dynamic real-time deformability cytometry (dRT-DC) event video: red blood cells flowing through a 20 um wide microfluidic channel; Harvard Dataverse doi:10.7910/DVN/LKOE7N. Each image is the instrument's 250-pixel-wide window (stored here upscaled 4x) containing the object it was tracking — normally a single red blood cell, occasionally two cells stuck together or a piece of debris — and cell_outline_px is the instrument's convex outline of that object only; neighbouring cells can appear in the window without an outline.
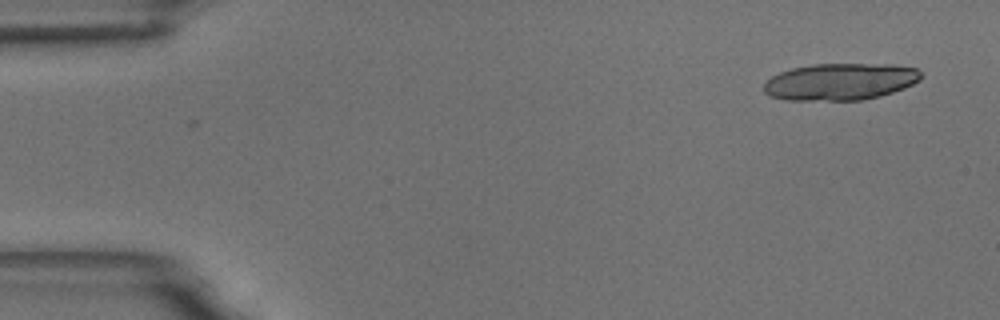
{"species": "common noctule bat (a hibernating species)", "species_latin": "Nyctalus noctula", "temperature_condition": "room temperature", "stored_images_in_passage": 4, "camera_frame_rate_fps": 3000, "um_per_image_px": 0.085, "animal": {"sex": "male", "body_mass_g": 18.8}, "frame": {"image": 1, "passage_image": 1, "time_ms": 0.0, "image_size_px": [1000, 320], "cell_outline_px": [[920, 80], [904, 88], [880, 96], [864, 100], [788, 100], [768, 96], [764, 92], [764, 84], [772, 76], [780, 72], [792, 68], [812, 64], [892, 64], [916, 68], [920, 72]], "centroid_in_image_um": [71.41, 6.94], "position_along_channel_um": 13.6, "area_um2": 33.81}}